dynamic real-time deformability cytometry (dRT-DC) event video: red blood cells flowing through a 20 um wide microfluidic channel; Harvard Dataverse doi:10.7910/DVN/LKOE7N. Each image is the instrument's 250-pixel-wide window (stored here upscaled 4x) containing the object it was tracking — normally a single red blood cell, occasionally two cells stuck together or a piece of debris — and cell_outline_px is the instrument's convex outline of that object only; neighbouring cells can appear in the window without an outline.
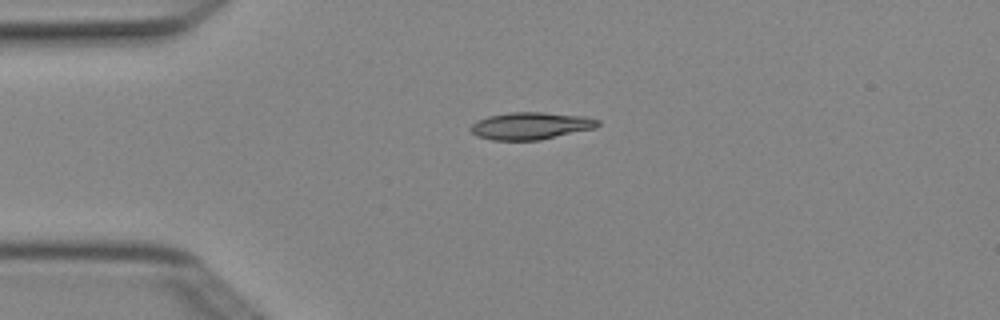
{"species": "Egyptian fruit bat (a non-hibernating species)", "species_latin": "Rousettus aegyptiacus", "temperature_condition": "cold", "stored_images_in_passage": 1, "camera_frame_rate_fps": 3000, "um_per_image_px": 0.085, "animal": {"sex": "female"}, "frame": {"image": 1, "passage_image": 1, "time_ms": 0.0, "image_size_px": [1000, 320], "cell_outline_px": [[600, 124], [596, 128], [540, 140], [492, 140], [476, 136], [468, 128], [476, 120], [488, 116], [512, 112], [544, 112], [584, 116], [600, 120]], "centroid_in_image_um": [45.11, 10.69], "position_along_channel_um": 39.9, "area_um2": 20.35}}